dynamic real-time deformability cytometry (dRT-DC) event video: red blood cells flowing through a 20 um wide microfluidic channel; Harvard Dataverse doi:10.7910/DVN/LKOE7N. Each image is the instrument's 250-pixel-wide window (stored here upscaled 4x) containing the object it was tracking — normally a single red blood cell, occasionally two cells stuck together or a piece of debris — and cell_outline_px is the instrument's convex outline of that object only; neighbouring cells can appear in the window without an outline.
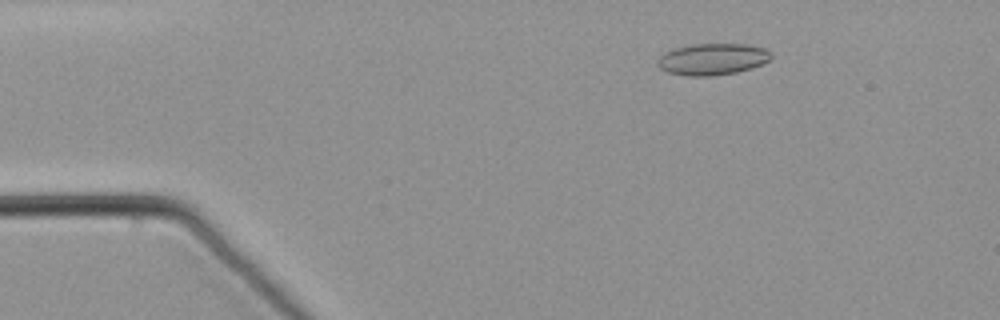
{"species": "common noctule bat (a hibernating species)", "species_latin": "Nyctalus noctula", "temperature_condition": "warm", "stored_images_in_passage": 57, "camera_frame_rate_fps": 3000, "um_per_image_px": 0.085, "animal": {"sex": "male", "body_mass_g": 21.5, "forearm_length_mm": 52.0}, "frame": {"image": 1, "passage_image": 9, "time_ms": 2.667, "image_size_px": [1000, 320], "cell_outline_px": [[772, 56], [768, 60], [752, 68], [736, 72], [712, 76], [688, 76], [668, 72], [660, 68], [656, 64], [656, 60], [664, 52], [676, 48], [692, 44], [744, 44], [764, 48], [772, 52]], "centroid_in_image_um": [60.53, 5.03], "position_along_channel_um": 24.5, "area_um2": 20.87}}
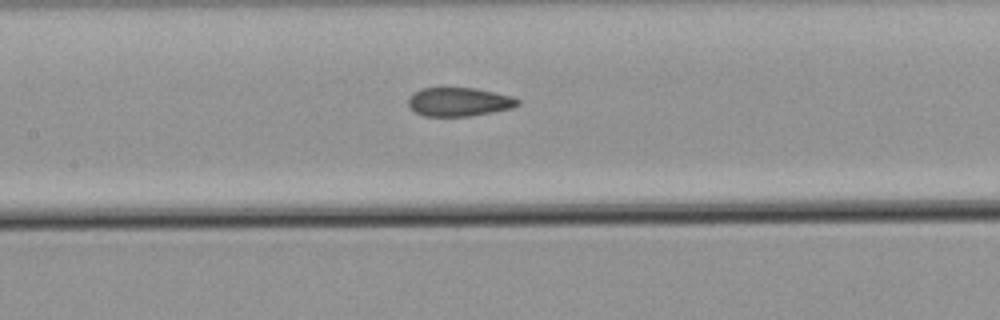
{"frame": {"image": 2, "passage_image": 27, "time_ms": 8.667, "image_size_px": [1000, 320], "cell_outline_px": [[520, 104], [512, 108], [492, 112], [468, 116], [424, 116], [408, 108], [408, 96], [420, 88], [476, 88], [512, 96], [520, 100]], "centroid_in_image_um": [38.99, 8.65], "position_along_channel_um": 168.4, "area_um2": 18.44}}
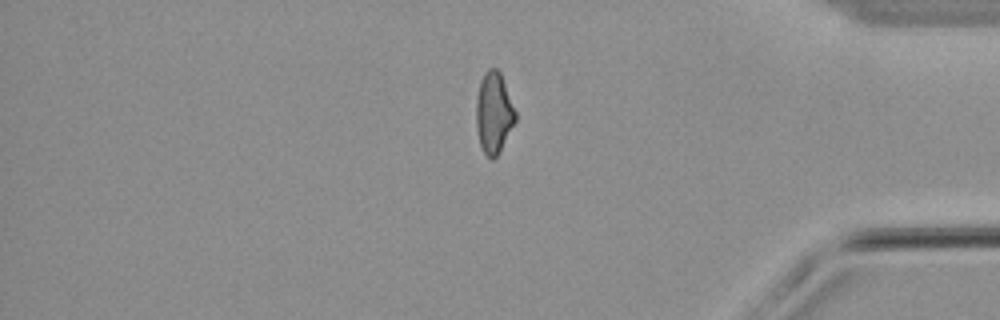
{"frame": {"image": 3, "passage_image": 48, "time_ms": 15.667, "image_size_px": [1000, 320], "cell_outline_px": [[516, 120], [500, 152], [492, 160], [484, 152], [480, 144], [476, 124], [476, 100], [480, 80], [484, 72], [488, 68], [496, 68], [500, 72], [516, 112]], "centroid_in_image_um": [41.97, 9.58], "position_along_channel_um": 393.2, "area_um2": 18.5}}